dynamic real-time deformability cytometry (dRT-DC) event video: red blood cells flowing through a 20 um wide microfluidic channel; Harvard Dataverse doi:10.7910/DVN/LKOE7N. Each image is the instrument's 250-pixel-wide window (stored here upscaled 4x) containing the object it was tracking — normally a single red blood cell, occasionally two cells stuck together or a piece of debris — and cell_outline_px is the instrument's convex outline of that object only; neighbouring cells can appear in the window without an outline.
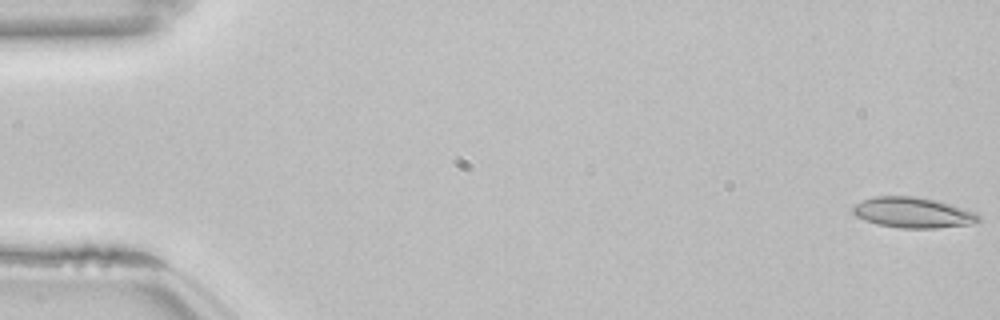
{"species": "common noctule bat (a hibernating species)", "species_latin": "Nyctalus noctula", "temperature_condition": "room temperature", "stored_images_in_passage": 1, "camera_frame_rate_fps": 3000, "um_per_image_px": 0.085, "animal": {"sex": "female", "body_mass_g": 22.7, "forearm_length_mm": 54.2}, "frame": {"image": 1, "passage_image": 1, "time_ms": 0.0, "image_size_px": [1000, 320], "cell_outline_px": [[980, 220], [972, 224], [936, 228], [900, 228], [876, 224], [864, 220], [856, 216], [852, 212], [852, 208], [856, 204], [872, 196], [916, 196], [940, 200], [976, 212], [980, 216]], "centroid_in_image_um": [77.62, 18.06], "position_along_channel_um": 7.4, "area_um2": 22.66}}